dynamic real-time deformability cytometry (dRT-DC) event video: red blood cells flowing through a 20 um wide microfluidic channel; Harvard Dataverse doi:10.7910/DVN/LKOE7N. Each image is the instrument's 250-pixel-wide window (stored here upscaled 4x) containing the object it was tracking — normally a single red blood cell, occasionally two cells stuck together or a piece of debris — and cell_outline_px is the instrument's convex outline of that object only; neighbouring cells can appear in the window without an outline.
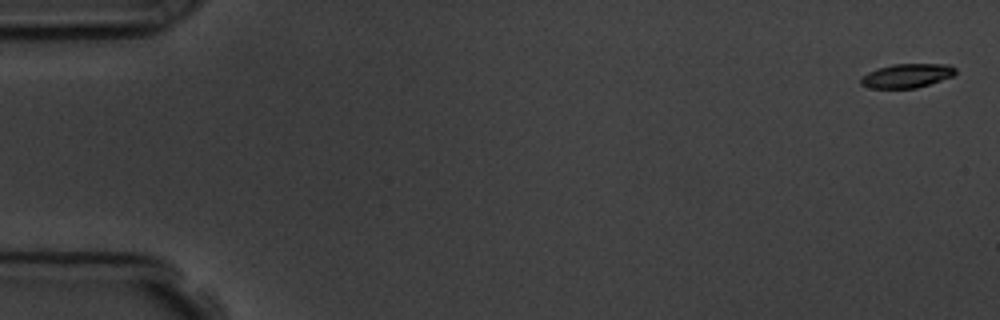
{"species": "common noctule bat (a hibernating species)", "species_latin": "Nyctalus noctula", "temperature_condition": "room temperature", "stored_images_in_passage": 6, "camera_frame_rate_fps": 3000, "um_per_image_px": 0.085, "animal": {"sex": "male", "body_mass_g": 19.5, "forearm_length_mm": 54.6}, "frame": {"image": 1, "passage_image": 1, "time_ms": 0.0, "image_size_px": [1000, 320], "cell_outline_px": [[956, 72], [952, 76], [916, 88], [872, 88], [860, 84], [860, 80], [868, 72], [892, 64], [948, 64], [956, 68]], "centroid_in_image_um": [77.09, 6.43], "position_along_channel_um": 7.9, "area_um2": 13.01}}
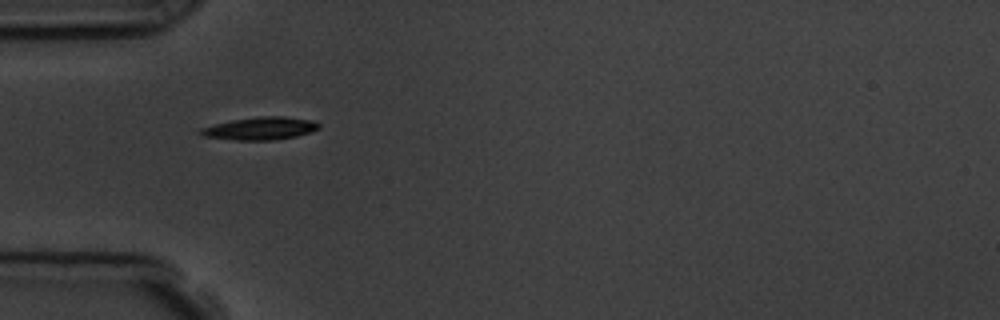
{"frame": {"image": 2, "passage_image": 5, "time_ms": 5.333, "image_size_px": [1000, 320], "cell_outline_px": [[320, 128], [312, 132], [296, 136], [272, 140], [236, 140], [204, 136], [196, 132], [200, 128], [232, 120], [260, 116], [284, 116], [316, 120], [320, 124]], "centroid_in_image_um": [22.17, 10.91], "position_along_channel_um": 62.8, "area_um2": 15.78}}